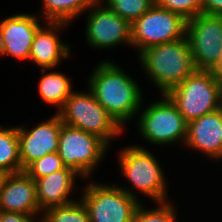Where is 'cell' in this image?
Listing matches in <instances>:
<instances>
[{
	"label": "cell",
	"instance_id": "6da1fadb",
	"mask_svg": "<svg viewBox=\"0 0 222 222\" xmlns=\"http://www.w3.org/2000/svg\"><path fill=\"white\" fill-rule=\"evenodd\" d=\"M88 87L98 103L122 126L139 113L143 93L118 64L103 61L92 71Z\"/></svg>",
	"mask_w": 222,
	"mask_h": 222
},
{
	"label": "cell",
	"instance_id": "7a4b0ae2",
	"mask_svg": "<svg viewBox=\"0 0 222 222\" xmlns=\"http://www.w3.org/2000/svg\"><path fill=\"white\" fill-rule=\"evenodd\" d=\"M148 79L167 94L196 71L187 38L151 46L139 55Z\"/></svg>",
	"mask_w": 222,
	"mask_h": 222
},
{
	"label": "cell",
	"instance_id": "3957f363",
	"mask_svg": "<svg viewBox=\"0 0 222 222\" xmlns=\"http://www.w3.org/2000/svg\"><path fill=\"white\" fill-rule=\"evenodd\" d=\"M62 123L79 128L103 140L108 146L110 140L121 135L123 127L96 100L93 92H73L57 112Z\"/></svg>",
	"mask_w": 222,
	"mask_h": 222
},
{
	"label": "cell",
	"instance_id": "277c9868",
	"mask_svg": "<svg viewBox=\"0 0 222 222\" xmlns=\"http://www.w3.org/2000/svg\"><path fill=\"white\" fill-rule=\"evenodd\" d=\"M166 95L188 123L221 108L222 84L211 71L196 70Z\"/></svg>",
	"mask_w": 222,
	"mask_h": 222
},
{
	"label": "cell",
	"instance_id": "5b68a950",
	"mask_svg": "<svg viewBox=\"0 0 222 222\" xmlns=\"http://www.w3.org/2000/svg\"><path fill=\"white\" fill-rule=\"evenodd\" d=\"M90 222H134L140 205L136 193L127 187L90 182L81 198Z\"/></svg>",
	"mask_w": 222,
	"mask_h": 222
},
{
	"label": "cell",
	"instance_id": "8992f818",
	"mask_svg": "<svg viewBox=\"0 0 222 222\" xmlns=\"http://www.w3.org/2000/svg\"><path fill=\"white\" fill-rule=\"evenodd\" d=\"M118 154L121 172L137 192L139 190L155 203L168 201L165 174L150 151L141 145H132Z\"/></svg>",
	"mask_w": 222,
	"mask_h": 222
},
{
	"label": "cell",
	"instance_id": "52a82bcc",
	"mask_svg": "<svg viewBox=\"0 0 222 222\" xmlns=\"http://www.w3.org/2000/svg\"><path fill=\"white\" fill-rule=\"evenodd\" d=\"M187 20L154 4L132 23V47L137 56L145 49L186 37Z\"/></svg>",
	"mask_w": 222,
	"mask_h": 222
},
{
	"label": "cell",
	"instance_id": "ba28073f",
	"mask_svg": "<svg viewBox=\"0 0 222 222\" xmlns=\"http://www.w3.org/2000/svg\"><path fill=\"white\" fill-rule=\"evenodd\" d=\"M151 103L138 118V130L142 137L155 145H168L178 141L185 143L187 122L177 106L166 95Z\"/></svg>",
	"mask_w": 222,
	"mask_h": 222
},
{
	"label": "cell",
	"instance_id": "9c48e42d",
	"mask_svg": "<svg viewBox=\"0 0 222 222\" xmlns=\"http://www.w3.org/2000/svg\"><path fill=\"white\" fill-rule=\"evenodd\" d=\"M58 146V154L64 166L86 179L104 158L109 147L97 136L64 123L59 133Z\"/></svg>",
	"mask_w": 222,
	"mask_h": 222
},
{
	"label": "cell",
	"instance_id": "30bf717a",
	"mask_svg": "<svg viewBox=\"0 0 222 222\" xmlns=\"http://www.w3.org/2000/svg\"><path fill=\"white\" fill-rule=\"evenodd\" d=\"M186 38L196 70L211 71L222 51V15L200 13L187 20Z\"/></svg>",
	"mask_w": 222,
	"mask_h": 222
},
{
	"label": "cell",
	"instance_id": "8fae6325",
	"mask_svg": "<svg viewBox=\"0 0 222 222\" xmlns=\"http://www.w3.org/2000/svg\"><path fill=\"white\" fill-rule=\"evenodd\" d=\"M102 4L91 3L87 10L85 36L88 45L94 49L114 48L125 43L132 46V23Z\"/></svg>",
	"mask_w": 222,
	"mask_h": 222
},
{
	"label": "cell",
	"instance_id": "7c38bea8",
	"mask_svg": "<svg viewBox=\"0 0 222 222\" xmlns=\"http://www.w3.org/2000/svg\"><path fill=\"white\" fill-rule=\"evenodd\" d=\"M62 120L58 113L46 122L30 129L17 126L20 159L24 170L33 161L47 154L58 152L59 133Z\"/></svg>",
	"mask_w": 222,
	"mask_h": 222
},
{
	"label": "cell",
	"instance_id": "4fadbf2b",
	"mask_svg": "<svg viewBox=\"0 0 222 222\" xmlns=\"http://www.w3.org/2000/svg\"><path fill=\"white\" fill-rule=\"evenodd\" d=\"M0 211L40 215L36 184L24 171L5 176L0 191Z\"/></svg>",
	"mask_w": 222,
	"mask_h": 222
},
{
	"label": "cell",
	"instance_id": "5bb4252c",
	"mask_svg": "<svg viewBox=\"0 0 222 222\" xmlns=\"http://www.w3.org/2000/svg\"><path fill=\"white\" fill-rule=\"evenodd\" d=\"M39 17L17 14L0 21V30L4 41V55L20 60H29L32 41L42 26Z\"/></svg>",
	"mask_w": 222,
	"mask_h": 222
},
{
	"label": "cell",
	"instance_id": "9a60e30c",
	"mask_svg": "<svg viewBox=\"0 0 222 222\" xmlns=\"http://www.w3.org/2000/svg\"><path fill=\"white\" fill-rule=\"evenodd\" d=\"M183 145L201 151L211 159H222V109L188 122Z\"/></svg>",
	"mask_w": 222,
	"mask_h": 222
},
{
	"label": "cell",
	"instance_id": "2e32d148",
	"mask_svg": "<svg viewBox=\"0 0 222 222\" xmlns=\"http://www.w3.org/2000/svg\"><path fill=\"white\" fill-rule=\"evenodd\" d=\"M41 26L32 41L29 60L34 62L41 69H54L58 67L61 59L69 58L70 47L66 42H60L58 33L68 25L62 22H45ZM58 32V33H57Z\"/></svg>",
	"mask_w": 222,
	"mask_h": 222
},
{
	"label": "cell",
	"instance_id": "e0dca14e",
	"mask_svg": "<svg viewBox=\"0 0 222 222\" xmlns=\"http://www.w3.org/2000/svg\"><path fill=\"white\" fill-rule=\"evenodd\" d=\"M80 177L73 169L51 173L35 180L39 208L42 212L49 208L66 205L75 200L69 196L75 185L76 177Z\"/></svg>",
	"mask_w": 222,
	"mask_h": 222
},
{
	"label": "cell",
	"instance_id": "ac0fdd59",
	"mask_svg": "<svg viewBox=\"0 0 222 222\" xmlns=\"http://www.w3.org/2000/svg\"><path fill=\"white\" fill-rule=\"evenodd\" d=\"M46 71L47 69L41 70L44 76L38 83L39 94L44 102L55 105L59 111L74 90L72 91L70 79L65 74Z\"/></svg>",
	"mask_w": 222,
	"mask_h": 222
},
{
	"label": "cell",
	"instance_id": "d6986e66",
	"mask_svg": "<svg viewBox=\"0 0 222 222\" xmlns=\"http://www.w3.org/2000/svg\"><path fill=\"white\" fill-rule=\"evenodd\" d=\"M41 16L45 22L70 23L78 15L89 9V0H43Z\"/></svg>",
	"mask_w": 222,
	"mask_h": 222
},
{
	"label": "cell",
	"instance_id": "ffe728a7",
	"mask_svg": "<svg viewBox=\"0 0 222 222\" xmlns=\"http://www.w3.org/2000/svg\"><path fill=\"white\" fill-rule=\"evenodd\" d=\"M0 170L7 174L24 171L20 159L17 126H0Z\"/></svg>",
	"mask_w": 222,
	"mask_h": 222
},
{
	"label": "cell",
	"instance_id": "44dd1931",
	"mask_svg": "<svg viewBox=\"0 0 222 222\" xmlns=\"http://www.w3.org/2000/svg\"><path fill=\"white\" fill-rule=\"evenodd\" d=\"M40 222H90L88 211L81 199L66 205L47 209Z\"/></svg>",
	"mask_w": 222,
	"mask_h": 222
},
{
	"label": "cell",
	"instance_id": "7402d4cb",
	"mask_svg": "<svg viewBox=\"0 0 222 222\" xmlns=\"http://www.w3.org/2000/svg\"><path fill=\"white\" fill-rule=\"evenodd\" d=\"M101 2L105 3L114 13L131 23L155 4L153 0H102Z\"/></svg>",
	"mask_w": 222,
	"mask_h": 222
},
{
	"label": "cell",
	"instance_id": "603a6c76",
	"mask_svg": "<svg viewBox=\"0 0 222 222\" xmlns=\"http://www.w3.org/2000/svg\"><path fill=\"white\" fill-rule=\"evenodd\" d=\"M159 206L153 209L144 208L140 204L136 210L134 222H178L175 206L171 201L156 203Z\"/></svg>",
	"mask_w": 222,
	"mask_h": 222
},
{
	"label": "cell",
	"instance_id": "cb8c5ba5",
	"mask_svg": "<svg viewBox=\"0 0 222 222\" xmlns=\"http://www.w3.org/2000/svg\"><path fill=\"white\" fill-rule=\"evenodd\" d=\"M65 168L58 152L45 155L30 163L24 172L34 181Z\"/></svg>",
	"mask_w": 222,
	"mask_h": 222
},
{
	"label": "cell",
	"instance_id": "d4e9b609",
	"mask_svg": "<svg viewBox=\"0 0 222 222\" xmlns=\"http://www.w3.org/2000/svg\"><path fill=\"white\" fill-rule=\"evenodd\" d=\"M203 0H155V4L183 16L186 20L202 13Z\"/></svg>",
	"mask_w": 222,
	"mask_h": 222
},
{
	"label": "cell",
	"instance_id": "484cf974",
	"mask_svg": "<svg viewBox=\"0 0 222 222\" xmlns=\"http://www.w3.org/2000/svg\"><path fill=\"white\" fill-rule=\"evenodd\" d=\"M34 217L36 215L0 211V222H40Z\"/></svg>",
	"mask_w": 222,
	"mask_h": 222
},
{
	"label": "cell",
	"instance_id": "4316f807",
	"mask_svg": "<svg viewBox=\"0 0 222 222\" xmlns=\"http://www.w3.org/2000/svg\"><path fill=\"white\" fill-rule=\"evenodd\" d=\"M202 13L222 15V0H203Z\"/></svg>",
	"mask_w": 222,
	"mask_h": 222
},
{
	"label": "cell",
	"instance_id": "83f0119b",
	"mask_svg": "<svg viewBox=\"0 0 222 222\" xmlns=\"http://www.w3.org/2000/svg\"><path fill=\"white\" fill-rule=\"evenodd\" d=\"M214 77L222 84V51L220 54V58L215 67L211 70Z\"/></svg>",
	"mask_w": 222,
	"mask_h": 222
},
{
	"label": "cell",
	"instance_id": "f1b7e54d",
	"mask_svg": "<svg viewBox=\"0 0 222 222\" xmlns=\"http://www.w3.org/2000/svg\"><path fill=\"white\" fill-rule=\"evenodd\" d=\"M0 55H4V41H3V36L0 30Z\"/></svg>",
	"mask_w": 222,
	"mask_h": 222
},
{
	"label": "cell",
	"instance_id": "f546056e",
	"mask_svg": "<svg viewBox=\"0 0 222 222\" xmlns=\"http://www.w3.org/2000/svg\"><path fill=\"white\" fill-rule=\"evenodd\" d=\"M6 175H7V173H5L4 171L0 170V191H1L3 180H4Z\"/></svg>",
	"mask_w": 222,
	"mask_h": 222
},
{
	"label": "cell",
	"instance_id": "4dcf8cb0",
	"mask_svg": "<svg viewBox=\"0 0 222 222\" xmlns=\"http://www.w3.org/2000/svg\"><path fill=\"white\" fill-rule=\"evenodd\" d=\"M91 3L101 2L102 0H89Z\"/></svg>",
	"mask_w": 222,
	"mask_h": 222
}]
</instances>
